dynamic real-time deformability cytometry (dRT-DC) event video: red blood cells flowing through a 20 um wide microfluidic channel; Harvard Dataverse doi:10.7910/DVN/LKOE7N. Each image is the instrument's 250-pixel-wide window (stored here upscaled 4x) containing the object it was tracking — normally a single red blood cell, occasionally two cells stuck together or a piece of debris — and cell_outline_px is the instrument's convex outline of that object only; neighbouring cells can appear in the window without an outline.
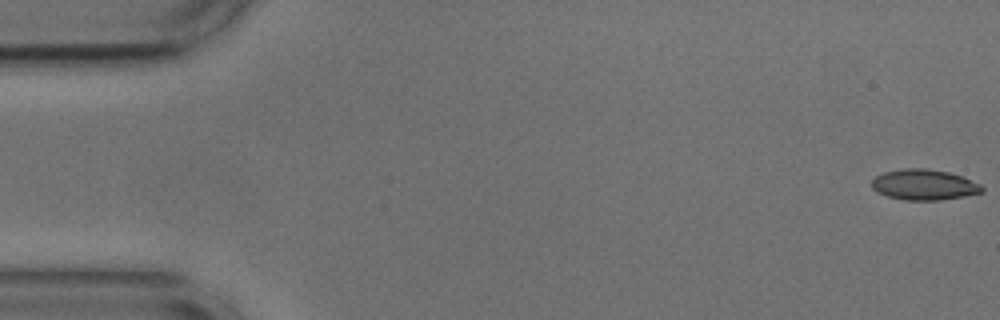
{"species": "common noctule bat (a hibernating species)", "species_latin": "Nyctalus noctula", "temperature_condition": "cold", "stored_images_in_passage": 10, "camera_frame_rate_fps": 3000, "um_per_image_px": 0.085, "animal": {"sex": "male", "body_mass_g": 17.9, "forearm_length_mm": 54.2}, "frame": {"image": 1, "passage_image": 1, "time_ms": 0.0, "image_size_px": [1000, 320], "cell_outline_px": [[984, 192], [964, 196], [940, 200], [904, 200], [888, 196], [876, 192], [872, 188], [872, 180], [876, 176], [884, 172], [904, 168], [924, 168], [948, 172], [960, 176], [980, 184], [984, 188]], "centroid_in_image_um": [78.53, 15.7], "position_along_channel_um": 6.5, "area_um2": 19.59}}